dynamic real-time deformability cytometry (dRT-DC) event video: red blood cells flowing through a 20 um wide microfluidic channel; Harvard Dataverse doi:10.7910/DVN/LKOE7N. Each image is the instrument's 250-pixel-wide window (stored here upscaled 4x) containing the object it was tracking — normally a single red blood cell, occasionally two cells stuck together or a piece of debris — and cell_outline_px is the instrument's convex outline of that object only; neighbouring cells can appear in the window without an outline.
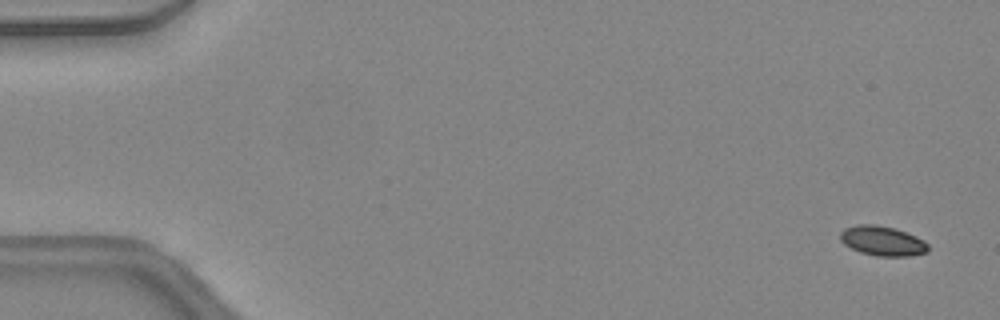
{"species": "common noctule bat (a hibernating species)", "species_latin": "Nyctalus noctula", "temperature_condition": "warm", "stored_images_in_passage": 48, "camera_frame_rate_fps": 3000, "um_per_image_px": 0.085, "animal": {"sex": "female", "body_mass_g": 24.6, "forearm_length_mm": 56.2}, "frame": {"image": 1, "passage_image": 3, "time_ms": 0.667, "image_size_px": [1000, 320], "cell_outline_px": [[928, 252], [908, 256], [876, 256], [860, 252], [844, 244], [840, 240], [840, 232], [844, 228], [860, 224], [876, 224], [896, 228], [916, 236], [924, 240], [928, 244]], "centroid_in_image_um": [75.01, 20.47], "position_along_channel_um": 10.0, "area_um2": 15.32}}
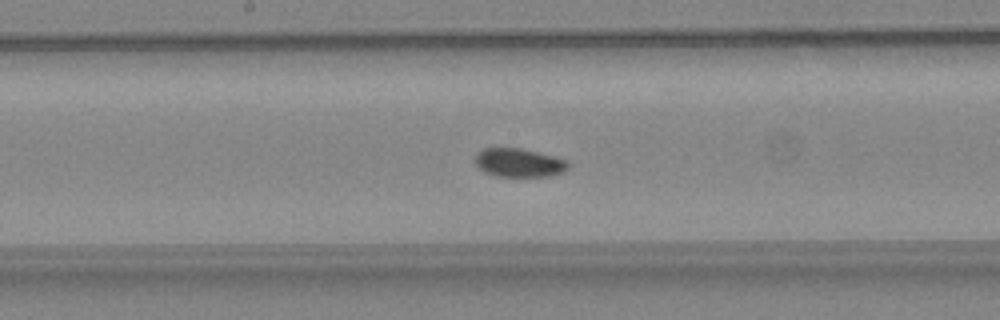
{"frame": {"image": 2, "passage_image": 26, "time_ms": 8.333, "image_size_px": [1000, 320], "cell_outline_px": [[568, 168], [564, 172], [548, 176], [496, 176], [484, 172], [476, 164], [476, 156], [484, 148], [520, 148], [568, 160]], "centroid_in_image_um": [44.13, 13.84], "position_along_channel_um": 204.1, "area_um2": 15.26}}
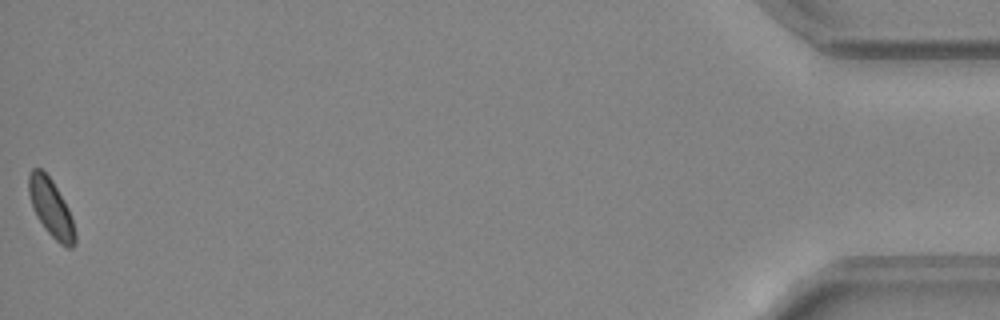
{"frame": {"image": 3, "passage_image": 48, "time_ms": 15.667, "image_size_px": [1000, 320], "cell_outline_px": [[76, 244], [72, 248], [68, 248], [60, 244], [44, 228], [36, 216], [28, 192], [28, 176], [32, 168], [40, 168], [52, 180], [68, 208], [76, 232]], "centroid_in_image_um": [4.34, 17.7], "position_along_channel_um": 430.9, "area_um2": 15.49}, "authors_computed_cell_mechanics": {"area_um2": 15.5193, "velocity_mm_per_s": 4.4466, "shape_relaxation_time_tau1_ms": 4.452, "shape_relaxation_time_tau2_ms": null, "deformation_change_tau1": 0.0528, "deformation_change_tau2": null}}